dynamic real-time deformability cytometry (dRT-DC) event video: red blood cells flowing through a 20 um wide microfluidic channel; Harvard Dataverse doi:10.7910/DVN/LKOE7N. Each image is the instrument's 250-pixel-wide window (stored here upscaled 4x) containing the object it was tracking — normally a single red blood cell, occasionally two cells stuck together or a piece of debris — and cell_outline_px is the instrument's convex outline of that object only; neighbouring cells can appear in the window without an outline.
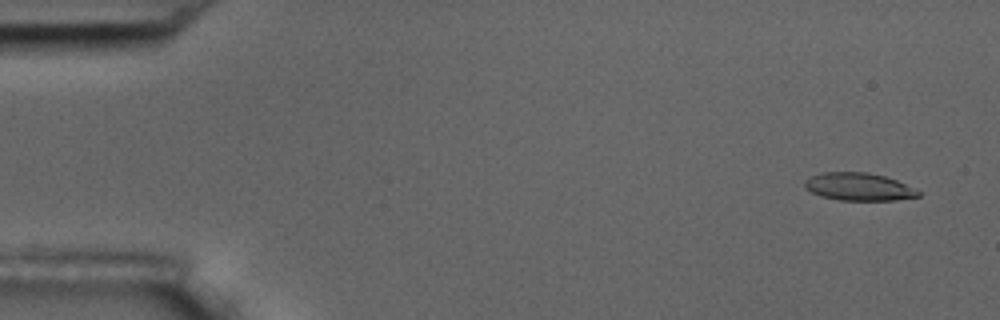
{"species": "common noctule bat (a hibernating species)", "species_latin": "Nyctalus noctula", "temperature_condition": "room temperature", "stored_images_in_passage": 4, "camera_frame_rate_fps": 3000, "um_per_image_px": 0.085, "animal": {"sex": "male", "body_mass_g": 17.5, "forearm_length_mm": 52.3}, "frame": {"image": 1, "passage_image": 1, "time_ms": 0.0, "image_size_px": [1000, 320], "cell_outline_px": [[920, 196], [896, 200], [840, 200], [820, 196], [804, 188], [804, 180], [812, 176], [824, 172], [868, 172], [884, 176], [896, 180], [920, 192]], "centroid_in_image_um": [72.96, 15.87], "position_along_channel_um": 12.0, "area_um2": 18.21}}
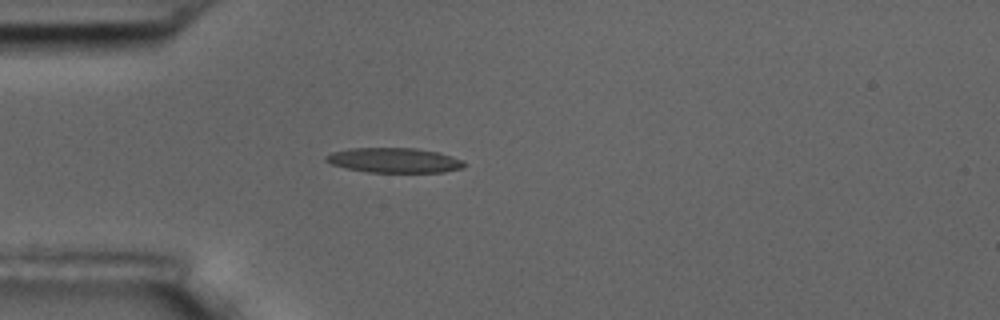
{"frame": {"image": 2, "passage_image": 4, "time_ms": 4.333, "image_size_px": [1000, 320], "cell_outline_px": [[468, 164], [464, 168], [444, 172], [368, 172], [348, 168], [332, 164], [324, 160], [324, 156], [332, 152], [348, 148], [416, 148], [436, 152], [464, 160]], "centroid_in_image_um": [33.53, 13.62], "position_along_channel_um": 51.5, "area_um2": 20.06}}